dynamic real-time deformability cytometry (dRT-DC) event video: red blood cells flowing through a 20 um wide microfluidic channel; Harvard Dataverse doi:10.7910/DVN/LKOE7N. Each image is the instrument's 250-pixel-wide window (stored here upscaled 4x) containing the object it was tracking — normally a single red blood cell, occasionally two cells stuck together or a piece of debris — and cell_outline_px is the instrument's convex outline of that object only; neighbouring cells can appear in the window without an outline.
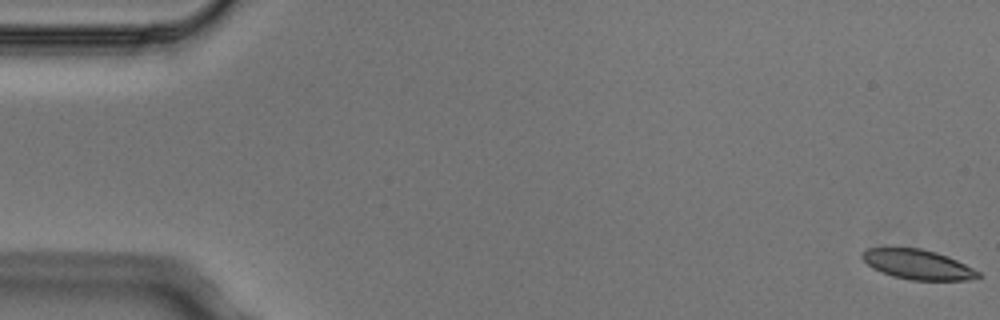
{"species": "Egyptian fruit bat (a non-hibernating species)", "species_latin": "Rousettus aegyptiacus", "temperature_condition": "cold", "stored_images_in_passage": 5, "camera_frame_rate_fps": 3000, "um_per_image_px": 0.085, "animal": {"sex": "male"}, "frame": {"image": 1, "passage_image": 1, "time_ms": 0.0, "image_size_px": [1000, 320], "cell_outline_px": [[984, 276], [968, 280], [912, 280], [892, 276], [872, 268], [860, 256], [860, 252], [868, 248], [920, 248], [936, 252], [948, 256], [980, 272]], "centroid_in_image_um": [78.01, 22.48], "position_along_channel_um": 7.0, "area_um2": 20.11}}
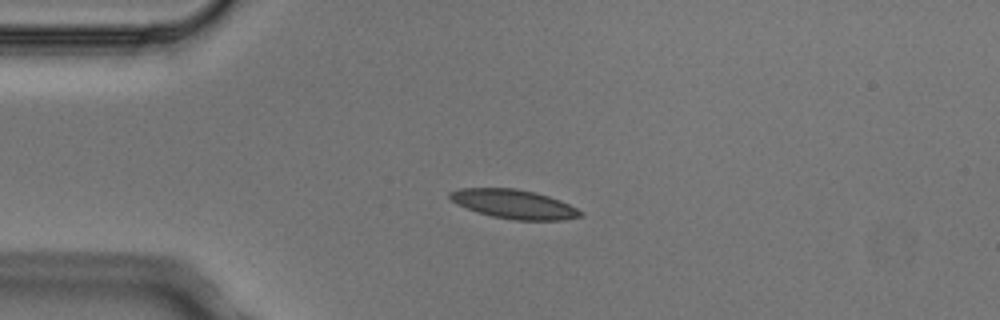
{"frame": {"image": 2, "passage_image": 4, "time_ms": 1.0, "image_size_px": [1000, 320], "cell_outline_px": [[584, 216], [560, 220], [516, 220], [492, 216], [468, 208], [452, 200], [448, 196], [448, 192], [460, 188], [516, 188], [536, 192], [560, 200], [584, 212]], "centroid_in_image_um": [43.73, 17.34], "position_along_channel_um": 41.3, "area_um2": 21.91}}